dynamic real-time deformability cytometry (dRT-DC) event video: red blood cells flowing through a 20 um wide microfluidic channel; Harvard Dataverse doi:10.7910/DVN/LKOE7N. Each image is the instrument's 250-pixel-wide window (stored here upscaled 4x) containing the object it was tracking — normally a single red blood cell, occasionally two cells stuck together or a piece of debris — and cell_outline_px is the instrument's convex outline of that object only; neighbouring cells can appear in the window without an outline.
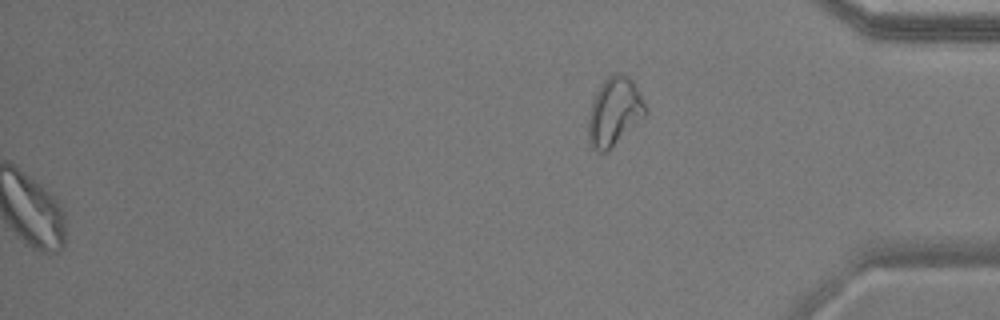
{"species": "common noctule bat (a hibernating species)", "species_latin": "Nyctalus noctula", "temperature_condition": "warm", "stored_images_in_passage": 55, "segment_of_instrument_passage": [2, 2], "camera_frame_rate_fps": 3000, "um_per_image_px": 0.085, "animal": {"sex": "male", "body_mass_g": 17.9}, "frame": {"image": 1, "passage_image": 55, "time_ms": 18.0, "image_size_px": [1000, 320], "cell_outline_px": [[644, 116], [608, 152], [600, 152], [592, 148], [588, 144], [588, 116], [592, 100], [600, 84], [612, 72], [620, 72], [632, 80], [640, 92], [644, 104]], "centroid_in_image_um": [52.17, 9.49], "position_along_channel_um": 383.0, "area_um2": 22.77}}